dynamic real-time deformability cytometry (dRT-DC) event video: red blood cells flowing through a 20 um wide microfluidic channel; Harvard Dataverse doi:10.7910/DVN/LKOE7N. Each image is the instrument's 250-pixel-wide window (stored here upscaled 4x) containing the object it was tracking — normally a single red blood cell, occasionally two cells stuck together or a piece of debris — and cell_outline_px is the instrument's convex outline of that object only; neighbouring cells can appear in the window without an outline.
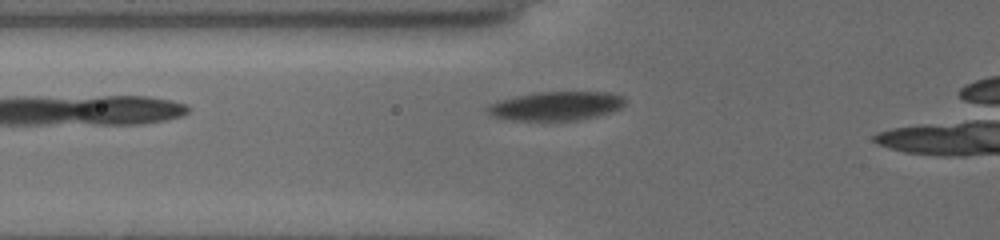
{"species": "common noctule bat (a hibernating species)", "species_latin": "Nyctalus noctula", "temperature_condition": "cold", "stored_images_in_passage": 10, "camera_frame_rate_fps": 3000, "um_per_image_px": 0.085, "animal": {"sex": "female", "body_mass_g": 19.5, "forearm_length_mm": 54.1}, "frame": {"image": 1, "passage_image": 2, "time_ms": 0.333, "image_size_px": [1000, 240], "cell_outline_px": [[624, 104], [620, 108], [596, 116], [580, 120], [512, 120], [492, 116], [488, 112], [488, 104], [496, 100], [536, 92], [608, 92], [624, 96]], "centroid_in_image_um": [47.24, 9.0], "position_along_channel_um": 78.6, "area_um2": 23.06}}
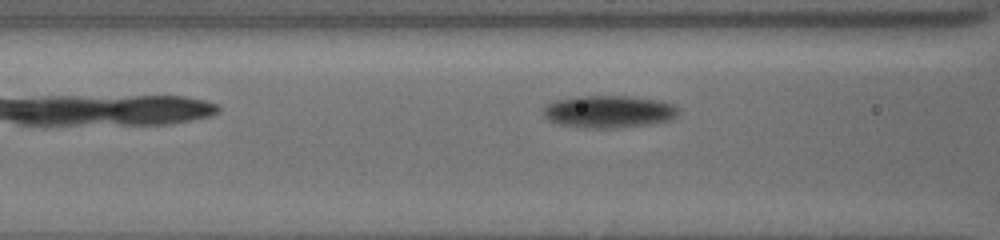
{"frame": {"image": 2, "passage_image": 5, "time_ms": 1.333, "image_size_px": [1000, 240], "cell_outline_px": [[680, 112], [676, 116], [668, 120], [648, 124], [612, 128], [592, 128], [560, 124], [544, 116], [544, 108], [548, 104], [556, 100], [580, 96], [628, 96], [660, 100], [672, 104]], "centroid_in_image_um": [51.77, 9.47], "position_along_channel_um": 114.8, "area_um2": 25.03}}
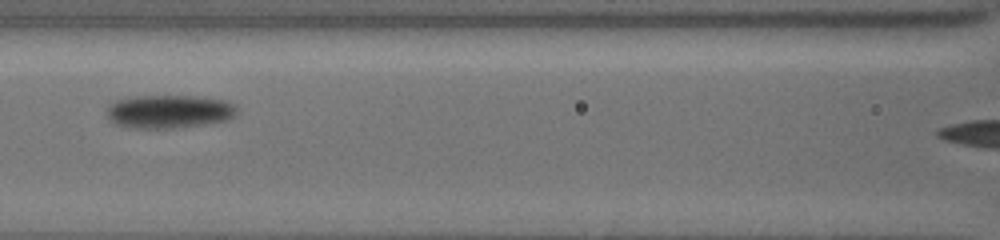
{"frame": {"image": 3, "passage_image": 9, "time_ms": 2.333, "image_size_px": [1000, 240], "cell_outline_px": [[240, 112], [236, 116], [228, 120], [200, 124], [168, 128], [136, 128], [116, 124], [108, 120], [108, 104], [116, 100], [132, 96], [196, 96], [224, 100], [236, 104]], "centroid_in_image_um": [14.4, 9.46], "position_along_channel_um": 152.2, "area_um2": 25.37}}